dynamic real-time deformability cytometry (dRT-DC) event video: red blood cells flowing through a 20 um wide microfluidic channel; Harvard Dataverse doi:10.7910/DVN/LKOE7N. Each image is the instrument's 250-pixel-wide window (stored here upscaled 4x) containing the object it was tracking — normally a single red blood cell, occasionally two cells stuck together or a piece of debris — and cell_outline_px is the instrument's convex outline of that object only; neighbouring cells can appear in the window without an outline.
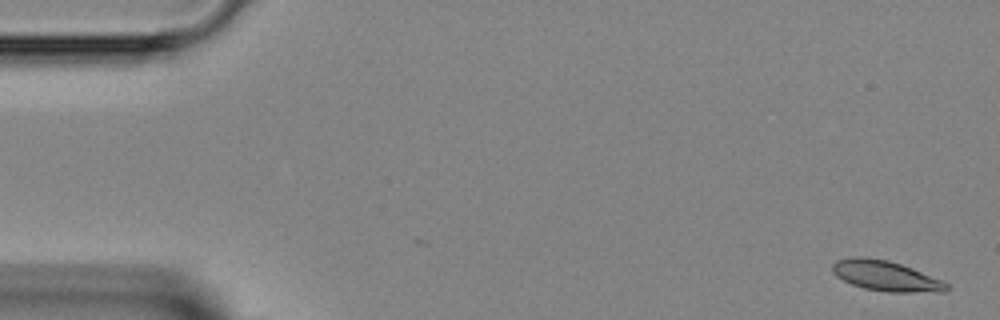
{"species": "Egyptian fruit bat (a non-hibernating species)", "species_latin": "Rousettus aegyptiacus", "temperature_condition": "room temperature", "stored_images_in_passage": 45, "camera_frame_rate_fps": 3000, "um_per_image_px": 0.085, "animal": {"sex": "female"}, "frame": {"image": 1, "passage_image": 1, "time_ms": 0.0, "image_size_px": [1000, 320], "cell_outline_px": [[948, 288], [944, 292], [888, 292], [864, 288], [852, 284], [836, 276], [832, 272], [832, 264], [836, 260], [856, 256], [860, 256], [888, 260], [912, 268], [940, 280], [948, 284]], "centroid_in_image_um": [75.26, 23.45], "position_along_channel_um": 9.7, "area_um2": 19.94}}
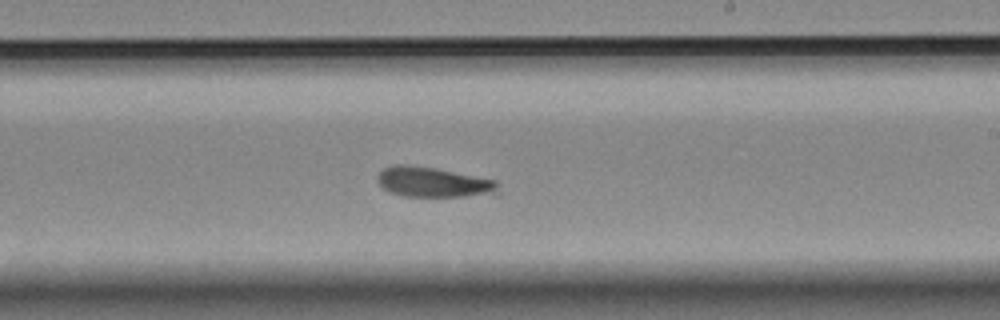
{"frame": {"image": 2, "passage_image": 26, "time_ms": 8.333, "image_size_px": [1000, 320], "cell_outline_px": [[500, 196], [404, 196], [392, 192], [384, 188], [376, 180], [376, 176], [384, 168], [392, 164], [408, 164], [436, 168], [496, 180], [500, 192]], "centroid_in_image_um": [36.9, 15.49], "position_along_channel_um": 252.1, "area_um2": 21.5}}
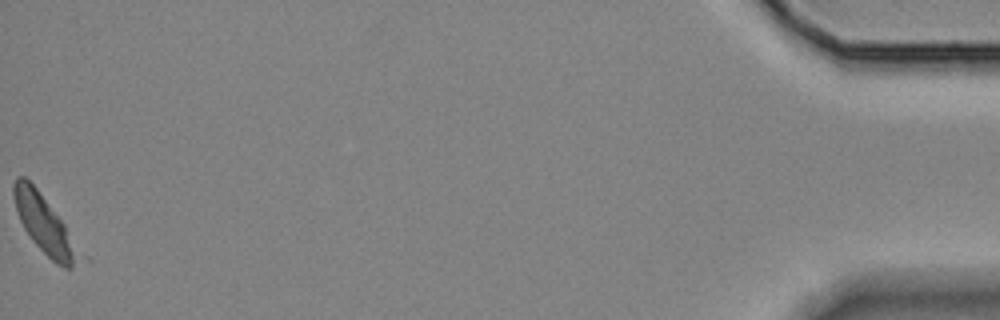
{"frame": {"image": 3, "passage_image": 45, "time_ms": 14.667, "image_size_px": [1000, 320], "cell_outline_px": [[80, 260], [72, 268], [64, 268], [56, 264], [32, 240], [24, 228], [16, 212], [12, 192], [12, 184], [16, 176], [24, 176], [36, 188], [64, 224]], "centroid_in_image_um": [3.67, 19.03], "position_along_channel_um": 431.5, "area_um2": 21.1}}